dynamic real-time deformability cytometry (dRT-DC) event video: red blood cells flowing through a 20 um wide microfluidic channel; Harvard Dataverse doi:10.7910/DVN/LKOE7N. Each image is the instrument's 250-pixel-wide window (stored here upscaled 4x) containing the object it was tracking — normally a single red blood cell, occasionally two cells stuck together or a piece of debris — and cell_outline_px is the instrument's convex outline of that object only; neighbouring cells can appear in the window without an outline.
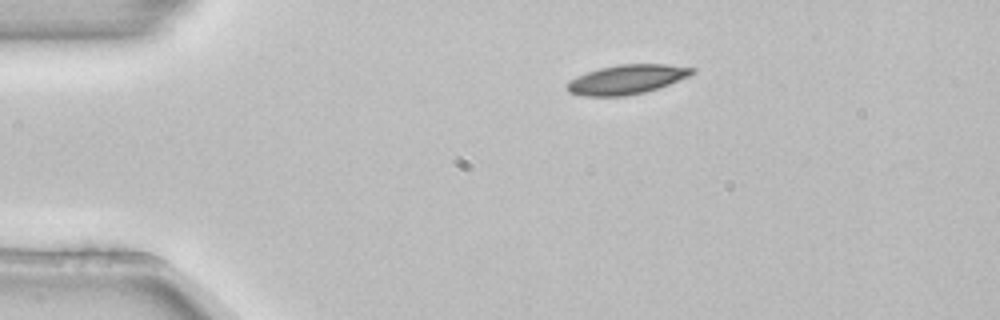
{"species": "common noctule bat (a hibernating species)", "species_latin": "Nyctalus noctula", "temperature_condition": "room temperature", "stored_images_in_passage": 6, "camera_frame_rate_fps": 3000, "um_per_image_px": 0.085, "animal": {"sex": "female", "body_mass_g": 22.7, "forearm_length_mm": 54.2}, "frame": {"image": 1, "passage_image": 6, "time_ms": 1.667, "image_size_px": [1000, 320], "cell_outline_px": [[696, 72], [688, 76], [668, 84], [644, 92], [624, 96], [580, 96], [568, 92], [568, 84], [576, 76], [600, 68], [620, 64], [664, 64], [696, 68]], "centroid_in_image_um": [53.28, 6.75], "position_along_channel_um": 31.7, "area_um2": 21.1}}